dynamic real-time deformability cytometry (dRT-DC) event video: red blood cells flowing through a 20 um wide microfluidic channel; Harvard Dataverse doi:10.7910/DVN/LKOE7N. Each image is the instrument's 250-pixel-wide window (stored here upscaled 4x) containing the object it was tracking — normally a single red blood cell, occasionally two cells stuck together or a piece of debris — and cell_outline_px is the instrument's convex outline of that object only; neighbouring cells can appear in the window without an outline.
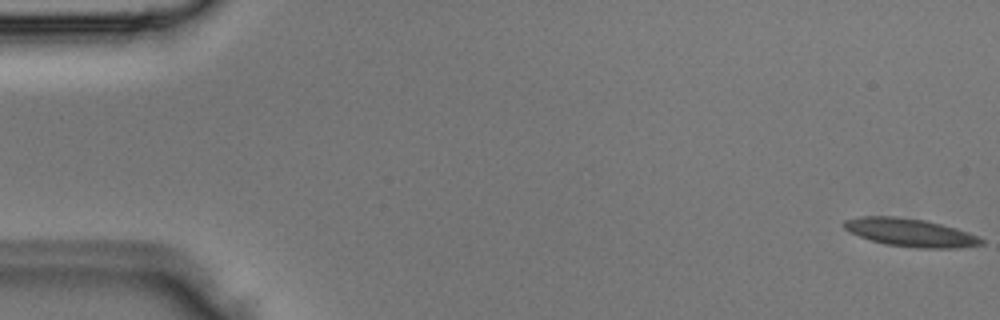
{"species": "Egyptian fruit bat (a non-hibernating species)", "species_latin": "Rousettus aegyptiacus", "temperature_condition": "room temperature", "stored_images_in_passage": 4, "camera_frame_rate_fps": 3000, "um_per_image_px": 0.085, "animal": {"sex": "male"}, "frame": {"image": 1, "passage_image": 4, "time_ms": 1.0, "image_size_px": [1000, 320], "cell_outline_px": [[984, 244], [956, 248], [916, 248], [888, 244], [872, 240], [848, 232], [840, 224], [844, 220], [860, 216], [896, 216], [924, 220], [956, 228], [980, 236], [984, 240]], "centroid_in_image_um": [77.37, 19.76], "position_along_channel_um": 7.6, "area_um2": 22.48}}